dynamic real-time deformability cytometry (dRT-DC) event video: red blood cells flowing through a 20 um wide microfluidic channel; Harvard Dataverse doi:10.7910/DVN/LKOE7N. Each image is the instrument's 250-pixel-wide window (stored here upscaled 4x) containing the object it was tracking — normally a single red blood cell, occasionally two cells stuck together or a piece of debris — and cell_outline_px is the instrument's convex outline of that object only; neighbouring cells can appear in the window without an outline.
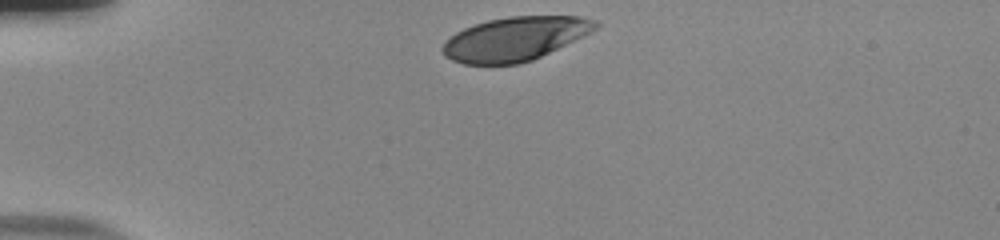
{"species": "human", "species_latin": "Homo sapiens", "temperature_condition": "room temperature", "stored_images_in_passage": 33, "camera_frame_rate_fps": 3000, "um_per_image_px": 0.085, "donor": {"sex": "male"}, "frame": {"image": 1, "passage_image": 1, "time_ms": 0.0, "image_size_px": [1000, 240], "cell_outline_px": [[600, 24], [596, 28], [532, 60], [516, 64], [464, 64], [452, 60], [444, 56], [440, 48], [456, 32], [464, 28], [488, 20], [512, 16], [580, 16], [596, 20]], "centroid_in_image_um": [43.72, 3.29], "position_along_channel_um": 41.3, "area_um2": 38.32}}
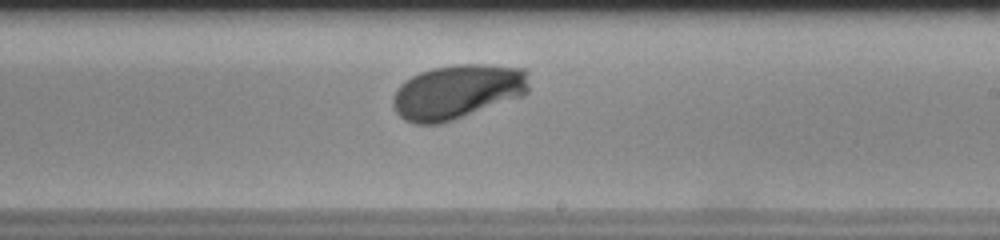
{"frame": {"image": 2, "passage_image": 21, "time_ms": 6.667, "image_size_px": [1000, 240], "cell_outline_px": [[528, 92], [520, 96], [452, 120], [440, 124], [416, 124], [404, 120], [396, 112], [392, 104], [392, 96], [396, 88], [404, 80], [420, 72], [432, 68], [456, 64], [488, 64], [524, 68], [528, 72]], "centroid_in_image_um": [38.83, 7.78], "position_along_channel_um": 250.2, "area_um2": 43.18}}
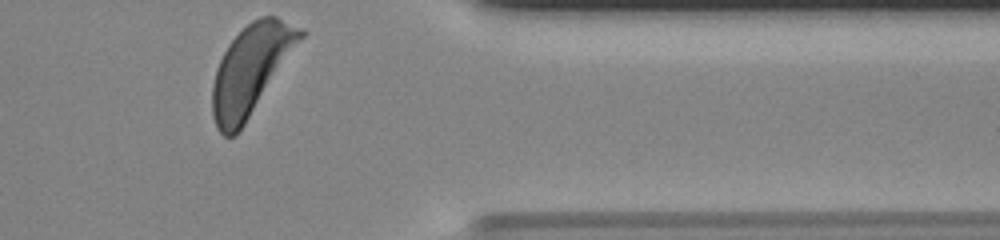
{"frame": {"image": 3, "passage_image": 33, "time_ms": 10.667, "image_size_px": [1000, 240], "cell_outline_px": [[304, 36], [244, 124], [232, 136], [224, 136], [216, 128], [212, 116], [212, 84], [216, 68], [228, 44], [252, 20], [260, 16], [276, 16], [304, 28]], "centroid_in_image_um": [21.32, 5.9], "position_along_channel_um": 390.1, "area_um2": 45.03}, "authors_computed_cell_mechanics": {"area_um2": 42.194, "velocity_mm_per_s": 3.8096, "shape_relaxation_time_tau1_ms": 2.4394, "shape_relaxation_time_tau2_ms": null, "deformation_change_tau1": 0.1541, "deformation_change_tau2": null}}